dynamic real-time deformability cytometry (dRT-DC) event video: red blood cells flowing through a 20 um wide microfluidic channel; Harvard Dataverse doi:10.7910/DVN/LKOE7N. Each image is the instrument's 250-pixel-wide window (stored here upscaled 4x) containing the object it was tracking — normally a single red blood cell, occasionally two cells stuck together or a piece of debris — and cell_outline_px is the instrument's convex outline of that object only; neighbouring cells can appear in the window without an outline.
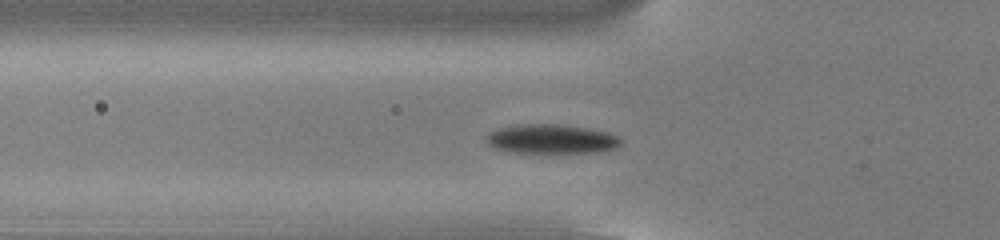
{"species": "common noctule bat (a hibernating species)", "species_latin": "Nyctalus noctula", "temperature_condition": "cold", "stored_images_in_passage": 40, "camera_frame_rate_fps": 3000, "um_per_image_px": 0.085, "animal": {"sex": "male", "body_mass_g": 13.0, "forearm_length_mm": 53.1}, "frame": {"image": 1, "passage_image": 5, "time_ms": 1.333, "image_size_px": [1000, 240], "cell_outline_px": [[624, 144], [616, 148], [600, 152], [508, 152], [496, 148], [488, 144], [484, 140], [484, 136], [488, 132], [496, 128], [520, 124], [556, 124], [588, 128], [608, 132], [620, 136], [624, 140]], "centroid_in_image_um": [46.88, 11.81], "position_along_channel_um": 78.9, "area_um2": 23.35}}
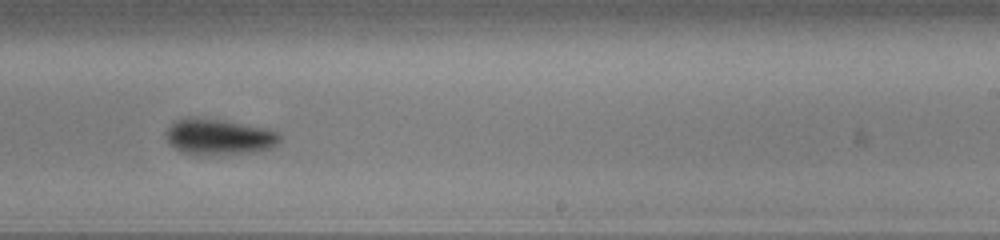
{"frame": {"image": 2, "passage_image": 20, "time_ms": 6.333, "image_size_px": [1000, 240], "cell_outline_px": [[280, 144], [272, 148], [252, 152], [208, 156], [180, 152], [168, 140], [164, 132], [176, 120], [196, 116], [224, 120], [268, 128], [280, 132]], "centroid_in_image_um": [18.65, 11.63], "position_along_channel_um": 270.3, "area_um2": 24.28}}
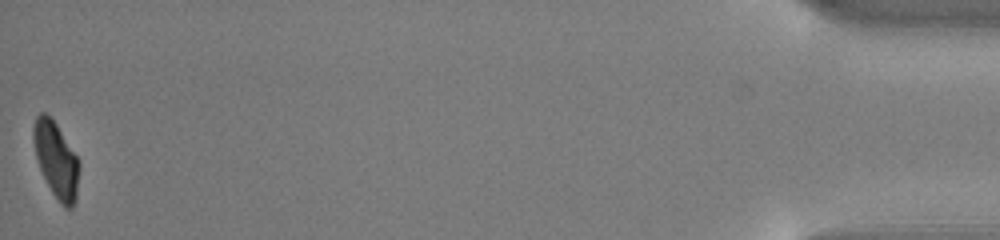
{"frame": {"image": 3, "passage_image": 40, "time_ms": 13.0, "image_size_px": [1000, 240], "cell_outline_px": [[80, 168], [76, 200], [72, 208], [64, 208], [60, 204], [52, 192], [40, 168], [36, 156], [32, 140], [32, 128], [36, 116], [40, 112], [44, 112], [56, 124], [80, 160]], "centroid_in_image_um": [4.78, 13.6], "position_along_channel_um": 430.4, "area_um2": 20.29}, "authors_computed_cell_mechanics": {"area_um2": 23.12, "velocity_mm_per_s": 3.834, "shape_relaxation_time_tau1_ms": 2.7215, "shape_relaxation_time_tau2_ms": 5.0313, "deformation_change_tau1": 0.1327, "deformation_change_tau2": 0.0528}}